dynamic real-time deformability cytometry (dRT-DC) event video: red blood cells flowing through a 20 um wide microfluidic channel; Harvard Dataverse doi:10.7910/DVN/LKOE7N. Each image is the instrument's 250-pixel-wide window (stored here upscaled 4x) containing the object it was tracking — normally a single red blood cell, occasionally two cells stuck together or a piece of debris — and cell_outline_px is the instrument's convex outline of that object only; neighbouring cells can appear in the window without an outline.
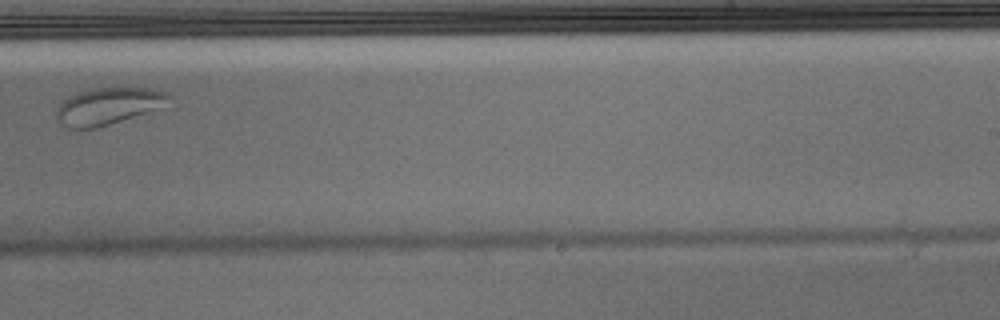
{"species": "Egyptian fruit bat (a non-hibernating species)", "species_latin": "Rousettus aegyptiacus", "temperature_condition": "warm", "stored_images_in_passage": 7, "camera_frame_rate_fps": 3000, "um_per_image_px": 0.085, "animal": {"sex": "male"}, "frame": {"image": 1, "passage_image": 7, "time_ms": 2.0, "image_size_px": [1000, 320], "cell_outline_px": [[176, 100], [172, 108], [96, 128], [68, 128], [60, 124], [56, 120], [56, 112], [60, 104], [68, 96], [76, 92], [92, 88], [152, 88], [168, 92]], "centroid_in_image_um": [9.41, 9.03], "position_along_channel_um": 279.6, "area_um2": 25.66}}